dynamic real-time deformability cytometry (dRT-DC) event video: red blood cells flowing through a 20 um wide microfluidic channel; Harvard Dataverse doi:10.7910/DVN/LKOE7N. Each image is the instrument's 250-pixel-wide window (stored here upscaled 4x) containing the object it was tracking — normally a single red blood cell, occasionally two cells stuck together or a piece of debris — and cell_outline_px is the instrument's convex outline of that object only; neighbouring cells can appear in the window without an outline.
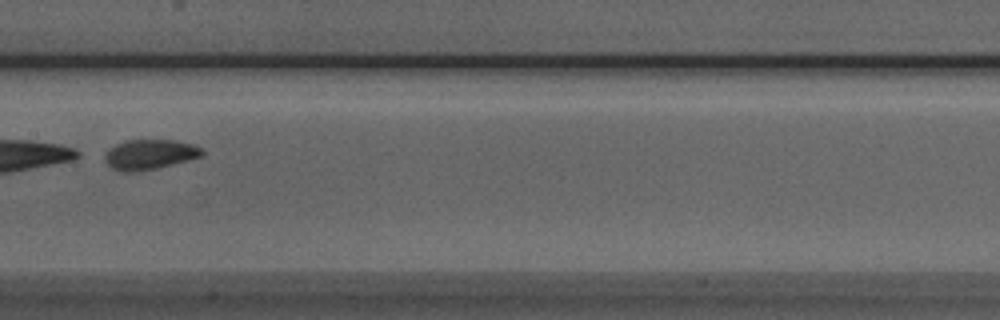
{"species": "Egyptian fruit bat (a non-hibernating species)", "species_latin": "Rousettus aegyptiacus", "temperature_condition": "room temperature", "stored_images_in_passage": 5, "camera_frame_rate_fps": 3000, "um_per_image_px": 0.085, "animal": {"sex": "male"}, "frame": {"image": 1, "passage_image": 4, "time_ms": 3.333, "image_size_px": [1000, 320], "cell_outline_px": [[204, 152], [200, 156], [188, 160], [156, 168], [132, 172], [120, 172], [112, 168], [104, 160], [104, 156], [108, 148], [124, 140], [176, 140], [192, 144], [200, 148]], "centroid_in_image_um": [12.67, 13.12], "position_along_channel_um": 194.7, "area_um2": 16.94}}
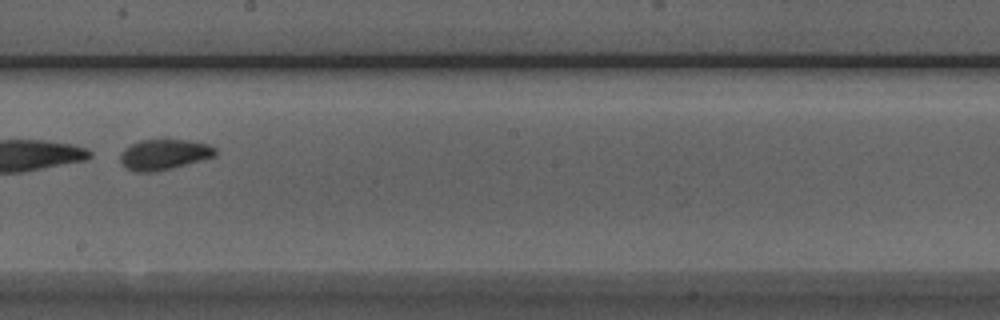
{"frame": {"image": 2, "passage_image": 5, "time_ms": 4.333, "image_size_px": [1000, 320], "cell_outline_px": [[216, 156], [172, 168], [156, 172], [136, 172], [124, 168], [120, 160], [120, 152], [124, 148], [140, 140], [164, 136], [188, 140], [208, 144], [216, 148]], "centroid_in_image_um": [13.92, 13.09], "position_along_channel_um": 234.3, "area_um2": 17.69}}